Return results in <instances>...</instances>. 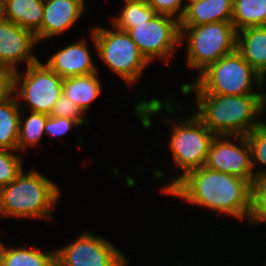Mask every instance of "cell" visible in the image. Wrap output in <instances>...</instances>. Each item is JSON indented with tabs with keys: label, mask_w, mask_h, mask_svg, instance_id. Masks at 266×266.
Masks as SVG:
<instances>
[{
	"label": "cell",
	"mask_w": 266,
	"mask_h": 266,
	"mask_svg": "<svg viewBox=\"0 0 266 266\" xmlns=\"http://www.w3.org/2000/svg\"><path fill=\"white\" fill-rule=\"evenodd\" d=\"M251 192L249 181L202 166L188 172L166 195L243 222L250 215Z\"/></svg>",
	"instance_id": "1"
},
{
	"label": "cell",
	"mask_w": 266,
	"mask_h": 266,
	"mask_svg": "<svg viewBox=\"0 0 266 266\" xmlns=\"http://www.w3.org/2000/svg\"><path fill=\"white\" fill-rule=\"evenodd\" d=\"M182 95L195 92L193 113L216 135L246 136L263 121L264 94L214 95L202 93L193 83L180 85ZM258 119V120H257Z\"/></svg>",
	"instance_id": "2"
},
{
	"label": "cell",
	"mask_w": 266,
	"mask_h": 266,
	"mask_svg": "<svg viewBox=\"0 0 266 266\" xmlns=\"http://www.w3.org/2000/svg\"><path fill=\"white\" fill-rule=\"evenodd\" d=\"M59 186L38 170L22 172L0 188V218L52 220L60 199Z\"/></svg>",
	"instance_id": "3"
},
{
	"label": "cell",
	"mask_w": 266,
	"mask_h": 266,
	"mask_svg": "<svg viewBox=\"0 0 266 266\" xmlns=\"http://www.w3.org/2000/svg\"><path fill=\"white\" fill-rule=\"evenodd\" d=\"M188 117L182 120L181 117L176 120L172 117L163 118L164 123L172 125L168 147L175 166L181 172L177 177L170 178L168 184L160 187L163 194H166L188 172L205 166L210 145L216 136L194 113Z\"/></svg>",
	"instance_id": "4"
},
{
	"label": "cell",
	"mask_w": 266,
	"mask_h": 266,
	"mask_svg": "<svg viewBox=\"0 0 266 266\" xmlns=\"http://www.w3.org/2000/svg\"><path fill=\"white\" fill-rule=\"evenodd\" d=\"M192 83L202 93L214 95L265 93L263 91L265 79L252 68L237 50L210 64ZM254 86L257 87V91Z\"/></svg>",
	"instance_id": "5"
},
{
	"label": "cell",
	"mask_w": 266,
	"mask_h": 266,
	"mask_svg": "<svg viewBox=\"0 0 266 266\" xmlns=\"http://www.w3.org/2000/svg\"><path fill=\"white\" fill-rule=\"evenodd\" d=\"M181 45L186 41V64L197 76L210 64L237 50V30L232 22L180 26Z\"/></svg>",
	"instance_id": "6"
},
{
	"label": "cell",
	"mask_w": 266,
	"mask_h": 266,
	"mask_svg": "<svg viewBox=\"0 0 266 266\" xmlns=\"http://www.w3.org/2000/svg\"><path fill=\"white\" fill-rule=\"evenodd\" d=\"M109 30L95 26L91 30V37L99 58L106 64L113 74H117L128 85H138L143 70L149 66V61L126 31L113 27Z\"/></svg>",
	"instance_id": "7"
},
{
	"label": "cell",
	"mask_w": 266,
	"mask_h": 266,
	"mask_svg": "<svg viewBox=\"0 0 266 266\" xmlns=\"http://www.w3.org/2000/svg\"><path fill=\"white\" fill-rule=\"evenodd\" d=\"M25 68V73L16 71L14 96L20 107L23 102L30 111L50 115L62 94L64 79L40 60Z\"/></svg>",
	"instance_id": "8"
},
{
	"label": "cell",
	"mask_w": 266,
	"mask_h": 266,
	"mask_svg": "<svg viewBox=\"0 0 266 266\" xmlns=\"http://www.w3.org/2000/svg\"><path fill=\"white\" fill-rule=\"evenodd\" d=\"M127 33L150 64L158 58L171 59L181 45L180 22L166 15L156 14Z\"/></svg>",
	"instance_id": "9"
},
{
	"label": "cell",
	"mask_w": 266,
	"mask_h": 266,
	"mask_svg": "<svg viewBox=\"0 0 266 266\" xmlns=\"http://www.w3.org/2000/svg\"><path fill=\"white\" fill-rule=\"evenodd\" d=\"M55 259L63 266H128V258L106 238L84 231L55 249Z\"/></svg>",
	"instance_id": "10"
},
{
	"label": "cell",
	"mask_w": 266,
	"mask_h": 266,
	"mask_svg": "<svg viewBox=\"0 0 266 266\" xmlns=\"http://www.w3.org/2000/svg\"><path fill=\"white\" fill-rule=\"evenodd\" d=\"M205 167L243 178L251 184L255 177L251 150L245 136H215L210 145Z\"/></svg>",
	"instance_id": "11"
},
{
	"label": "cell",
	"mask_w": 266,
	"mask_h": 266,
	"mask_svg": "<svg viewBox=\"0 0 266 266\" xmlns=\"http://www.w3.org/2000/svg\"><path fill=\"white\" fill-rule=\"evenodd\" d=\"M38 43L36 35L19 27L12 21L0 19V66L17 71V65L25 63L26 67L39 61L33 55V47Z\"/></svg>",
	"instance_id": "12"
},
{
	"label": "cell",
	"mask_w": 266,
	"mask_h": 266,
	"mask_svg": "<svg viewBox=\"0 0 266 266\" xmlns=\"http://www.w3.org/2000/svg\"><path fill=\"white\" fill-rule=\"evenodd\" d=\"M85 0H44L41 29L35 34L38 44L69 30L83 16Z\"/></svg>",
	"instance_id": "13"
},
{
	"label": "cell",
	"mask_w": 266,
	"mask_h": 266,
	"mask_svg": "<svg viewBox=\"0 0 266 266\" xmlns=\"http://www.w3.org/2000/svg\"><path fill=\"white\" fill-rule=\"evenodd\" d=\"M86 41L83 38L63 46L44 64L63 79L99 72Z\"/></svg>",
	"instance_id": "14"
},
{
	"label": "cell",
	"mask_w": 266,
	"mask_h": 266,
	"mask_svg": "<svg viewBox=\"0 0 266 266\" xmlns=\"http://www.w3.org/2000/svg\"><path fill=\"white\" fill-rule=\"evenodd\" d=\"M180 26H200L215 22H232L233 0H203L185 3Z\"/></svg>",
	"instance_id": "15"
},
{
	"label": "cell",
	"mask_w": 266,
	"mask_h": 266,
	"mask_svg": "<svg viewBox=\"0 0 266 266\" xmlns=\"http://www.w3.org/2000/svg\"><path fill=\"white\" fill-rule=\"evenodd\" d=\"M237 51L266 81V25L237 31Z\"/></svg>",
	"instance_id": "16"
},
{
	"label": "cell",
	"mask_w": 266,
	"mask_h": 266,
	"mask_svg": "<svg viewBox=\"0 0 266 266\" xmlns=\"http://www.w3.org/2000/svg\"><path fill=\"white\" fill-rule=\"evenodd\" d=\"M99 73L64 78L62 94L82 110L84 114L102 92Z\"/></svg>",
	"instance_id": "17"
},
{
	"label": "cell",
	"mask_w": 266,
	"mask_h": 266,
	"mask_svg": "<svg viewBox=\"0 0 266 266\" xmlns=\"http://www.w3.org/2000/svg\"><path fill=\"white\" fill-rule=\"evenodd\" d=\"M44 0H4L3 18L36 34L42 25Z\"/></svg>",
	"instance_id": "18"
},
{
	"label": "cell",
	"mask_w": 266,
	"mask_h": 266,
	"mask_svg": "<svg viewBox=\"0 0 266 266\" xmlns=\"http://www.w3.org/2000/svg\"><path fill=\"white\" fill-rule=\"evenodd\" d=\"M55 249L43 251L33 247L8 248L2 243L0 248L1 266H53Z\"/></svg>",
	"instance_id": "19"
},
{
	"label": "cell",
	"mask_w": 266,
	"mask_h": 266,
	"mask_svg": "<svg viewBox=\"0 0 266 266\" xmlns=\"http://www.w3.org/2000/svg\"><path fill=\"white\" fill-rule=\"evenodd\" d=\"M16 97L0 104V149L16 150L20 117L24 115Z\"/></svg>",
	"instance_id": "20"
},
{
	"label": "cell",
	"mask_w": 266,
	"mask_h": 266,
	"mask_svg": "<svg viewBox=\"0 0 266 266\" xmlns=\"http://www.w3.org/2000/svg\"><path fill=\"white\" fill-rule=\"evenodd\" d=\"M232 23L237 31L266 25V0H233Z\"/></svg>",
	"instance_id": "21"
},
{
	"label": "cell",
	"mask_w": 266,
	"mask_h": 266,
	"mask_svg": "<svg viewBox=\"0 0 266 266\" xmlns=\"http://www.w3.org/2000/svg\"><path fill=\"white\" fill-rule=\"evenodd\" d=\"M125 3L120 10L119 16L111 17V25L122 31L136 27L151 20L156 12L148 5L146 0H123Z\"/></svg>",
	"instance_id": "22"
},
{
	"label": "cell",
	"mask_w": 266,
	"mask_h": 266,
	"mask_svg": "<svg viewBox=\"0 0 266 266\" xmlns=\"http://www.w3.org/2000/svg\"><path fill=\"white\" fill-rule=\"evenodd\" d=\"M49 115L29 111L28 116L20 117L19 137L16 145L17 152L22 153L27 147H37L45 133V124Z\"/></svg>",
	"instance_id": "23"
},
{
	"label": "cell",
	"mask_w": 266,
	"mask_h": 266,
	"mask_svg": "<svg viewBox=\"0 0 266 266\" xmlns=\"http://www.w3.org/2000/svg\"><path fill=\"white\" fill-rule=\"evenodd\" d=\"M252 181L251 211L248 218L250 225L266 224V169H254ZM255 224V225H254Z\"/></svg>",
	"instance_id": "24"
},
{
	"label": "cell",
	"mask_w": 266,
	"mask_h": 266,
	"mask_svg": "<svg viewBox=\"0 0 266 266\" xmlns=\"http://www.w3.org/2000/svg\"><path fill=\"white\" fill-rule=\"evenodd\" d=\"M16 151L0 149V188L14 181L23 170L22 154L16 155Z\"/></svg>",
	"instance_id": "25"
},
{
	"label": "cell",
	"mask_w": 266,
	"mask_h": 266,
	"mask_svg": "<svg viewBox=\"0 0 266 266\" xmlns=\"http://www.w3.org/2000/svg\"><path fill=\"white\" fill-rule=\"evenodd\" d=\"M245 137L250 146L253 169L257 164L266 167V122L254 128Z\"/></svg>",
	"instance_id": "26"
},
{
	"label": "cell",
	"mask_w": 266,
	"mask_h": 266,
	"mask_svg": "<svg viewBox=\"0 0 266 266\" xmlns=\"http://www.w3.org/2000/svg\"><path fill=\"white\" fill-rule=\"evenodd\" d=\"M53 117H65L79 121L82 125H90L88 119L83 118L84 113L82 110L68 99L65 95L61 94L57 102L54 104L51 113Z\"/></svg>",
	"instance_id": "27"
},
{
	"label": "cell",
	"mask_w": 266,
	"mask_h": 266,
	"mask_svg": "<svg viewBox=\"0 0 266 266\" xmlns=\"http://www.w3.org/2000/svg\"><path fill=\"white\" fill-rule=\"evenodd\" d=\"M148 5L159 15H166L175 18L179 22L182 20L186 4L184 0H146ZM184 3V4H183Z\"/></svg>",
	"instance_id": "28"
},
{
	"label": "cell",
	"mask_w": 266,
	"mask_h": 266,
	"mask_svg": "<svg viewBox=\"0 0 266 266\" xmlns=\"http://www.w3.org/2000/svg\"><path fill=\"white\" fill-rule=\"evenodd\" d=\"M82 124L74 119H69L65 117H53L48 116L45 124V133L53 137L64 136L70 130H73V127H79Z\"/></svg>",
	"instance_id": "29"
},
{
	"label": "cell",
	"mask_w": 266,
	"mask_h": 266,
	"mask_svg": "<svg viewBox=\"0 0 266 266\" xmlns=\"http://www.w3.org/2000/svg\"><path fill=\"white\" fill-rule=\"evenodd\" d=\"M16 71L0 66V104L14 97Z\"/></svg>",
	"instance_id": "30"
},
{
	"label": "cell",
	"mask_w": 266,
	"mask_h": 266,
	"mask_svg": "<svg viewBox=\"0 0 266 266\" xmlns=\"http://www.w3.org/2000/svg\"><path fill=\"white\" fill-rule=\"evenodd\" d=\"M3 18V3L0 1V19Z\"/></svg>",
	"instance_id": "31"
},
{
	"label": "cell",
	"mask_w": 266,
	"mask_h": 266,
	"mask_svg": "<svg viewBox=\"0 0 266 266\" xmlns=\"http://www.w3.org/2000/svg\"><path fill=\"white\" fill-rule=\"evenodd\" d=\"M199 1H203V0H186V3H192V2H199Z\"/></svg>",
	"instance_id": "32"
},
{
	"label": "cell",
	"mask_w": 266,
	"mask_h": 266,
	"mask_svg": "<svg viewBox=\"0 0 266 266\" xmlns=\"http://www.w3.org/2000/svg\"><path fill=\"white\" fill-rule=\"evenodd\" d=\"M53 266H63V265H61V264L55 259V261H54V263H53Z\"/></svg>",
	"instance_id": "33"
},
{
	"label": "cell",
	"mask_w": 266,
	"mask_h": 266,
	"mask_svg": "<svg viewBox=\"0 0 266 266\" xmlns=\"http://www.w3.org/2000/svg\"><path fill=\"white\" fill-rule=\"evenodd\" d=\"M176 266H184V265H182V264L180 265V264L178 263V265L176 264ZM185 266H186V264H185ZM187 266H190V265H187ZM194 266H195V265H194Z\"/></svg>",
	"instance_id": "34"
},
{
	"label": "cell",
	"mask_w": 266,
	"mask_h": 266,
	"mask_svg": "<svg viewBox=\"0 0 266 266\" xmlns=\"http://www.w3.org/2000/svg\"><path fill=\"white\" fill-rule=\"evenodd\" d=\"M264 96H265V105H266V91H265V93H264Z\"/></svg>",
	"instance_id": "35"
}]
</instances>
